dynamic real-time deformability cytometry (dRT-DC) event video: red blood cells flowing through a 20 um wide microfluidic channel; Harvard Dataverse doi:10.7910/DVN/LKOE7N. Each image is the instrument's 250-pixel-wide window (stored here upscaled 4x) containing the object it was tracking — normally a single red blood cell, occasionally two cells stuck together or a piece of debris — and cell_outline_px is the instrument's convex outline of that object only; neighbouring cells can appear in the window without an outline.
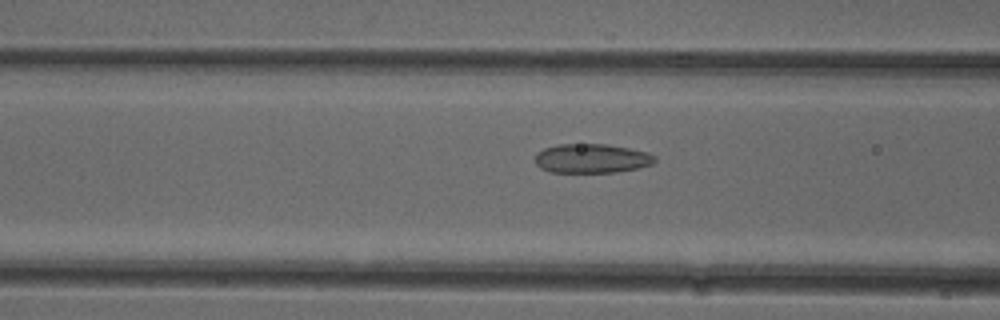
{"species": "common noctule bat (a hibernating species)", "species_latin": "Nyctalus noctula", "temperature_condition": "cold", "stored_images_in_passage": 52, "camera_frame_rate_fps": 3000, "um_per_image_px": 0.085, "animal": {"sex": "female"}, "frame": {"image": 1, "passage_image": 20, "time_ms": 6.333, "image_size_px": [1000, 320], "cell_outline_px": [[656, 160], [652, 164], [636, 168], [616, 172], [552, 172], [540, 168], [536, 164], [536, 152], [544, 148], [560, 144], [608, 144], [648, 152], [656, 156]], "centroid_in_image_um": [50.29, 13.46], "position_along_channel_um": 116.3, "area_um2": 20.35}}
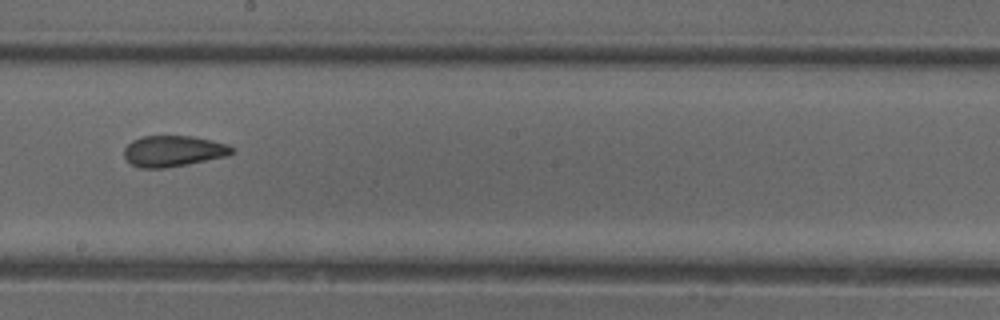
{"frame": {"image": 2, "passage_image": 29, "time_ms": 9.333, "image_size_px": [1000, 320], "cell_outline_px": [[236, 152], [228, 156], [164, 168], [140, 168], [132, 164], [124, 156], [124, 148], [132, 140], [144, 136], [192, 136], [212, 140], [228, 144], [236, 148]], "centroid_in_image_um": [14.78, 12.83], "position_along_channel_um": 233.4, "area_um2": 19.54}}
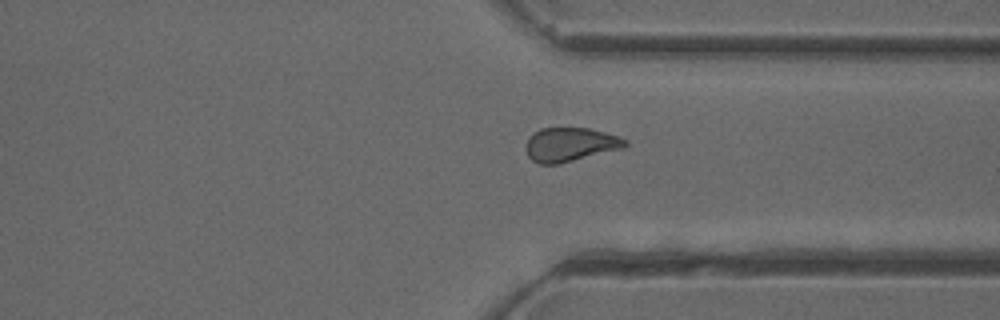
{"frame": {"image": 3, "passage_image": 39, "time_ms": 12.667, "image_size_px": [1000, 320], "cell_outline_px": [[628, 144], [624, 148], [556, 164], [540, 164], [532, 160], [528, 156], [524, 148], [524, 144], [528, 136], [532, 132], [540, 128], [588, 128], [604, 132], [628, 140]], "centroid_in_image_um": [48.4, 12.27], "position_along_channel_um": 363.0, "area_um2": 19.71}, "authors_computed_cell_mechanics": {"area_um2": 20.1722, "velocity_mm_per_s": 3.8983, "shape_relaxation_time_tau1_ms": null, "shape_relaxation_time_tau2_ms": 1.6576, "deformation_change_tau1": null, "deformation_change_tau2": 0.0808}}